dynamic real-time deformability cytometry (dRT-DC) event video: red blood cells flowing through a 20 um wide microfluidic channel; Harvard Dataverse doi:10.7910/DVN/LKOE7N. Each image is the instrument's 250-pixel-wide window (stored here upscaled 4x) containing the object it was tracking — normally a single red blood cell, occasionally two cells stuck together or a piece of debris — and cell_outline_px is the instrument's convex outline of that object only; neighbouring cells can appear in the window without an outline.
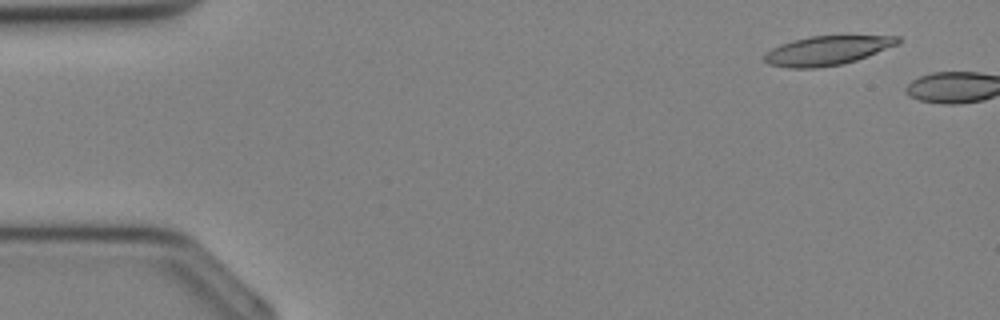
{"species": "Egyptian fruit bat (a non-hibernating species)", "species_latin": "Rousettus aegyptiacus", "temperature_condition": "cold", "stored_images_in_passage": 5, "camera_frame_rate_fps": 3000, "um_per_image_px": 0.085, "animal": {"sex": "female"}, "frame": {"image": 1, "passage_image": 3, "time_ms": 0.667, "image_size_px": [1000, 320], "cell_outline_px": [[900, 40], [896, 44], [856, 60], [844, 64], [816, 68], [788, 68], [768, 64], [764, 60], [764, 56], [772, 48], [780, 44], [812, 36], [900, 36]], "centroid_in_image_um": [70.26, 4.31], "position_along_channel_um": 14.7, "area_um2": 22.25}}